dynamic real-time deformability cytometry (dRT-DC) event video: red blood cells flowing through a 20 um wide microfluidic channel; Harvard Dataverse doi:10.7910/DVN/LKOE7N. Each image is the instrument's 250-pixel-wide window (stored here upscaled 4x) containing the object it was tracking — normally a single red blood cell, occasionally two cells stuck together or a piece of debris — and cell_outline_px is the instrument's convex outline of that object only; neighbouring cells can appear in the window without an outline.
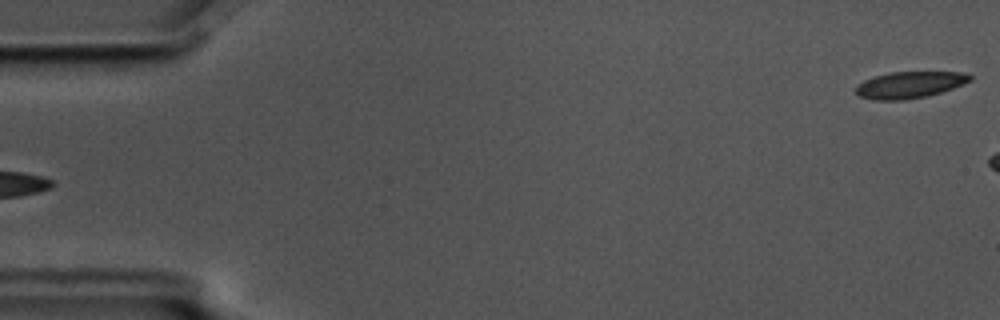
{"species": "common noctule bat (a hibernating species)", "species_latin": "Nyctalus noctula", "temperature_condition": "cold", "stored_images_in_passage": 3, "camera_frame_rate_fps": 3000, "um_per_image_px": 0.085, "animal": {"sex": "male", "body_mass_g": 17.5, "forearm_length_mm": 52.3}, "frame": {"image": 1, "passage_image": 3, "time_ms": 0.667, "image_size_px": [1000, 320], "cell_outline_px": [[972, 80], [964, 84], [928, 96], [904, 100], [872, 100], [860, 96], [856, 92], [856, 84], [864, 80], [888, 72], [964, 72], [972, 76]], "centroid_in_image_um": [77.31, 7.21], "position_along_channel_um": 7.7, "area_um2": 17.74}}